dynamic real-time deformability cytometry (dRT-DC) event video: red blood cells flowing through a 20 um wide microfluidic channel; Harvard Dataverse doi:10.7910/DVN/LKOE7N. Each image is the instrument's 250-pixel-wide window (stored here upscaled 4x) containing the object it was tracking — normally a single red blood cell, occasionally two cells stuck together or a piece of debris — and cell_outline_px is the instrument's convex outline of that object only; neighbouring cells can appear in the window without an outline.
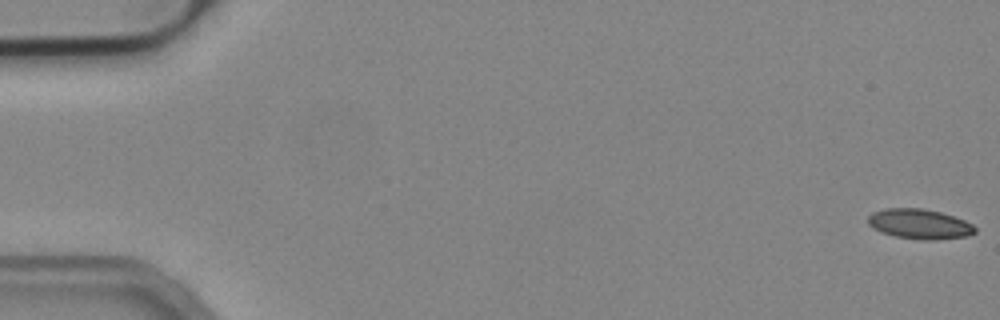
{"species": "common noctule bat (a hibernating species)", "species_latin": "Nyctalus noctula", "temperature_condition": "cold", "stored_images_in_passage": 15, "camera_frame_rate_fps": 3000, "um_per_image_px": 0.085, "animal": {"sex": "male", "body_mass_g": 19.2, "forearm_length_mm": 51.8}, "frame": {"image": 1, "passage_image": 1, "time_ms": 0.0, "image_size_px": [1000, 320], "cell_outline_px": [[976, 232], [968, 236], [936, 240], [924, 240], [896, 236], [880, 232], [872, 228], [868, 224], [868, 216], [872, 212], [884, 208], [920, 208], [940, 212], [964, 220], [972, 224], [976, 228]], "centroid_in_image_um": [78.14, 19.04], "position_along_channel_um": 6.9, "area_um2": 18.73}}
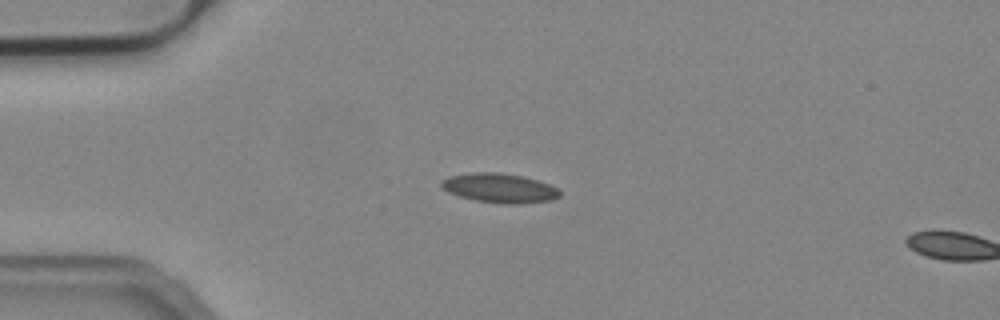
{"frame": {"image": 2, "passage_image": 14, "time_ms": 4.333, "image_size_px": [1000, 320], "cell_outline_px": [[560, 196], [552, 200], [520, 204], [504, 204], [476, 200], [460, 196], [448, 192], [440, 188], [440, 180], [448, 176], [472, 172], [500, 172], [524, 176], [548, 184], [556, 188], [560, 192]], "centroid_in_image_um": [42.42, 15.98], "position_along_channel_um": 42.6, "area_um2": 20.4}}